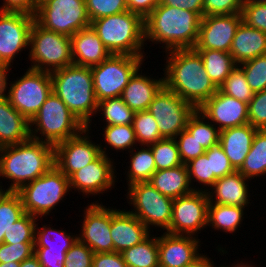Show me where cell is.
Masks as SVG:
<instances>
[{
    "label": "cell",
    "instance_id": "cell-1",
    "mask_svg": "<svg viewBox=\"0 0 266 267\" xmlns=\"http://www.w3.org/2000/svg\"><path fill=\"white\" fill-rule=\"evenodd\" d=\"M165 53L164 86L198 110L218 90L206 73L202 57L195 49Z\"/></svg>",
    "mask_w": 266,
    "mask_h": 267
},
{
    "label": "cell",
    "instance_id": "cell-2",
    "mask_svg": "<svg viewBox=\"0 0 266 267\" xmlns=\"http://www.w3.org/2000/svg\"><path fill=\"white\" fill-rule=\"evenodd\" d=\"M200 21L201 17L195 12L159 3L144 19L145 45L148 41L163 44V52L194 49L198 41Z\"/></svg>",
    "mask_w": 266,
    "mask_h": 267
},
{
    "label": "cell",
    "instance_id": "cell-3",
    "mask_svg": "<svg viewBox=\"0 0 266 267\" xmlns=\"http://www.w3.org/2000/svg\"><path fill=\"white\" fill-rule=\"evenodd\" d=\"M54 164V146L29 138L19 144L2 146L0 177L9 179L10 186L0 190L18 191L23 185L42 176Z\"/></svg>",
    "mask_w": 266,
    "mask_h": 267
},
{
    "label": "cell",
    "instance_id": "cell-4",
    "mask_svg": "<svg viewBox=\"0 0 266 267\" xmlns=\"http://www.w3.org/2000/svg\"><path fill=\"white\" fill-rule=\"evenodd\" d=\"M52 92L68 109L91 130L93 116L97 111L91 67L71 64L50 73Z\"/></svg>",
    "mask_w": 266,
    "mask_h": 267
},
{
    "label": "cell",
    "instance_id": "cell-5",
    "mask_svg": "<svg viewBox=\"0 0 266 267\" xmlns=\"http://www.w3.org/2000/svg\"><path fill=\"white\" fill-rule=\"evenodd\" d=\"M90 26L111 54L146 57L144 19L133 12L96 19Z\"/></svg>",
    "mask_w": 266,
    "mask_h": 267
},
{
    "label": "cell",
    "instance_id": "cell-6",
    "mask_svg": "<svg viewBox=\"0 0 266 267\" xmlns=\"http://www.w3.org/2000/svg\"><path fill=\"white\" fill-rule=\"evenodd\" d=\"M85 128L65 103L52 92L30 121V138L55 146L79 135Z\"/></svg>",
    "mask_w": 266,
    "mask_h": 267
},
{
    "label": "cell",
    "instance_id": "cell-7",
    "mask_svg": "<svg viewBox=\"0 0 266 267\" xmlns=\"http://www.w3.org/2000/svg\"><path fill=\"white\" fill-rule=\"evenodd\" d=\"M25 212L37 218L50 215L70 192L69 178L53 165L47 172L18 191ZM68 193V194H67Z\"/></svg>",
    "mask_w": 266,
    "mask_h": 267
},
{
    "label": "cell",
    "instance_id": "cell-8",
    "mask_svg": "<svg viewBox=\"0 0 266 267\" xmlns=\"http://www.w3.org/2000/svg\"><path fill=\"white\" fill-rule=\"evenodd\" d=\"M28 68L53 72L73 64L71 39L69 36L47 30L36 21L31 26Z\"/></svg>",
    "mask_w": 266,
    "mask_h": 267
},
{
    "label": "cell",
    "instance_id": "cell-9",
    "mask_svg": "<svg viewBox=\"0 0 266 267\" xmlns=\"http://www.w3.org/2000/svg\"><path fill=\"white\" fill-rule=\"evenodd\" d=\"M145 57L111 54L100 64L92 66V78L97 102L121 97L130 78L141 68Z\"/></svg>",
    "mask_w": 266,
    "mask_h": 267
},
{
    "label": "cell",
    "instance_id": "cell-10",
    "mask_svg": "<svg viewBox=\"0 0 266 267\" xmlns=\"http://www.w3.org/2000/svg\"><path fill=\"white\" fill-rule=\"evenodd\" d=\"M127 188V203L133 206L129 212L149 230L158 227L159 231L166 232L172 219L173 199L161 194L149 182H137Z\"/></svg>",
    "mask_w": 266,
    "mask_h": 267
},
{
    "label": "cell",
    "instance_id": "cell-11",
    "mask_svg": "<svg viewBox=\"0 0 266 267\" xmlns=\"http://www.w3.org/2000/svg\"><path fill=\"white\" fill-rule=\"evenodd\" d=\"M35 21L47 30L69 37L91 23L85 0H39Z\"/></svg>",
    "mask_w": 266,
    "mask_h": 267
},
{
    "label": "cell",
    "instance_id": "cell-12",
    "mask_svg": "<svg viewBox=\"0 0 266 267\" xmlns=\"http://www.w3.org/2000/svg\"><path fill=\"white\" fill-rule=\"evenodd\" d=\"M51 93L50 73L27 68L22 77L8 83L6 97L10 104L30 122Z\"/></svg>",
    "mask_w": 266,
    "mask_h": 267
},
{
    "label": "cell",
    "instance_id": "cell-13",
    "mask_svg": "<svg viewBox=\"0 0 266 267\" xmlns=\"http://www.w3.org/2000/svg\"><path fill=\"white\" fill-rule=\"evenodd\" d=\"M197 109L163 86L150 103L148 111L157 121L163 138H175L187 126Z\"/></svg>",
    "mask_w": 266,
    "mask_h": 267
},
{
    "label": "cell",
    "instance_id": "cell-14",
    "mask_svg": "<svg viewBox=\"0 0 266 267\" xmlns=\"http://www.w3.org/2000/svg\"><path fill=\"white\" fill-rule=\"evenodd\" d=\"M208 204V194L204 191L173 199L172 219L166 233L198 237L197 233L207 228Z\"/></svg>",
    "mask_w": 266,
    "mask_h": 267
},
{
    "label": "cell",
    "instance_id": "cell-15",
    "mask_svg": "<svg viewBox=\"0 0 266 267\" xmlns=\"http://www.w3.org/2000/svg\"><path fill=\"white\" fill-rule=\"evenodd\" d=\"M35 16L22 12L0 11V63L13 65L14 59L29 49L30 30ZM12 63V65H11Z\"/></svg>",
    "mask_w": 266,
    "mask_h": 267
},
{
    "label": "cell",
    "instance_id": "cell-16",
    "mask_svg": "<svg viewBox=\"0 0 266 267\" xmlns=\"http://www.w3.org/2000/svg\"><path fill=\"white\" fill-rule=\"evenodd\" d=\"M89 134L90 130L85 128L79 135L54 146V164L68 178L102 154L100 144L93 142Z\"/></svg>",
    "mask_w": 266,
    "mask_h": 267
},
{
    "label": "cell",
    "instance_id": "cell-17",
    "mask_svg": "<svg viewBox=\"0 0 266 267\" xmlns=\"http://www.w3.org/2000/svg\"><path fill=\"white\" fill-rule=\"evenodd\" d=\"M94 202L88 203L83 210L84 218L77 238L94 253L113 252L114 243L110 235L111 207L107 208L98 200Z\"/></svg>",
    "mask_w": 266,
    "mask_h": 267
},
{
    "label": "cell",
    "instance_id": "cell-18",
    "mask_svg": "<svg viewBox=\"0 0 266 267\" xmlns=\"http://www.w3.org/2000/svg\"><path fill=\"white\" fill-rule=\"evenodd\" d=\"M114 165V160L110 156L101 154L69 177L70 190L74 189L87 197L109 192L108 189L111 190L116 185L117 171Z\"/></svg>",
    "mask_w": 266,
    "mask_h": 267
},
{
    "label": "cell",
    "instance_id": "cell-19",
    "mask_svg": "<svg viewBox=\"0 0 266 267\" xmlns=\"http://www.w3.org/2000/svg\"><path fill=\"white\" fill-rule=\"evenodd\" d=\"M242 21V13L203 16L194 49L229 52L236 30Z\"/></svg>",
    "mask_w": 266,
    "mask_h": 267
},
{
    "label": "cell",
    "instance_id": "cell-20",
    "mask_svg": "<svg viewBox=\"0 0 266 267\" xmlns=\"http://www.w3.org/2000/svg\"><path fill=\"white\" fill-rule=\"evenodd\" d=\"M219 131L246 125L248 121V104L217 92L198 109Z\"/></svg>",
    "mask_w": 266,
    "mask_h": 267
},
{
    "label": "cell",
    "instance_id": "cell-21",
    "mask_svg": "<svg viewBox=\"0 0 266 267\" xmlns=\"http://www.w3.org/2000/svg\"><path fill=\"white\" fill-rule=\"evenodd\" d=\"M200 243L196 236L164 232L158 236L159 267L186 266L201 254Z\"/></svg>",
    "mask_w": 266,
    "mask_h": 267
},
{
    "label": "cell",
    "instance_id": "cell-22",
    "mask_svg": "<svg viewBox=\"0 0 266 267\" xmlns=\"http://www.w3.org/2000/svg\"><path fill=\"white\" fill-rule=\"evenodd\" d=\"M150 234L151 230L135 215L125 209L111 208L110 235L114 243V252L122 253L142 242Z\"/></svg>",
    "mask_w": 266,
    "mask_h": 267
},
{
    "label": "cell",
    "instance_id": "cell-23",
    "mask_svg": "<svg viewBox=\"0 0 266 267\" xmlns=\"http://www.w3.org/2000/svg\"><path fill=\"white\" fill-rule=\"evenodd\" d=\"M249 180L239 171L218 178L207 191L209 203L248 207L251 200Z\"/></svg>",
    "mask_w": 266,
    "mask_h": 267
},
{
    "label": "cell",
    "instance_id": "cell-24",
    "mask_svg": "<svg viewBox=\"0 0 266 267\" xmlns=\"http://www.w3.org/2000/svg\"><path fill=\"white\" fill-rule=\"evenodd\" d=\"M70 39L73 64L92 67L111 55L91 26L76 32Z\"/></svg>",
    "mask_w": 266,
    "mask_h": 267
},
{
    "label": "cell",
    "instance_id": "cell-25",
    "mask_svg": "<svg viewBox=\"0 0 266 267\" xmlns=\"http://www.w3.org/2000/svg\"><path fill=\"white\" fill-rule=\"evenodd\" d=\"M141 70V73H140ZM164 86V77L154 78L139 68L121 94L122 100L134 111H147L155 95Z\"/></svg>",
    "mask_w": 266,
    "mask_h": 267
},
{
    "label": "cell",
    "instance_id": "cell-26",
    "mask_svg": "<svg viewBox=\"0 0 266 267\" xmlns=\"http://www.w3.org/2000/svg\"><path fill=\"white\" fill-rule=\"evenodd\" d=\"M257 130L248 123L220 131L219 144L236 171L243 165Z\"/></svg>",
    "mask_w": 266,
    "mask_h": 267
},
{
    "label": "cell",
    "instance_id": "cell-27",
    "mask_svg": "<svg viewBox=\"0 0 266 267\" xmlns=\"http://www.w3.org/2000/svg\"><path fill=\"white\" fill-rule=\"evenodd\" d=\"M237 65L266 54V33L241 22L229 51Z\"/></svg>",
    "mask_w": 266,
    "mask_h": 267
},
{
    "label": "cell",
    "instance_id": "cell-28",
    "mask_svg": "<svg viewBox=\"0 0 266 267\" xmlns=\"http://www.w3.org/2000/svg\"><path fill=\"white\" fill-rule=\"evenodd\" d=\"M30 138V122L18 112L9 99L0 97V145H14Z\"/></svg>",
    "mask_w": 266,
    "mask_h": 267
},
{
    "label": "cell",
    "instance_id": "cell-29",
    "mask_svg": "<svg viewBox=\"0 0 266 267\" xmlns=\"http://www.w3.org/2000/svg\"><path fill=\"white\" fill-rule=\"evenodd\" d=\"M161 194L171 199L179 198L193 192L187 166L156 170L148 181Z\"/></svg>",
    "mask_w": 266,
    "mask_h": 267
},
{
    "label": "cell",
    "instance_id": "cell-30",
    "mask_svg": "<svg viewBox=\"0 0 266 267\" xmlns=\"http://www.w3.org/2000/svg\"><path fill=\"white\" fill-rule=\"evenodd\" d=\"M245 209L242 206L209 203L207 226L215 231L233 234L243 222Z\"/></svg>",
    "mask_w": 266,
    "mask_h": 267
},
{
    "label": "cell",
    "instance_id": "cell-31",
    "mask_svg": "<svg viewBox=\"0 0 266 267\" xmlns=\"http://www.w3.org/2000/svg\"><path fill=\"white\" fill-rule=\"evenodd\" d=\"M140 149L136 146L129 154L130 161L127 172V185L130 186L137 182H148L156 171V164L151 148L148 145H140ZM138 148V149H137ZM135 150V151H134Z\"/></svg>",
    "mask_w": 266,
    "mask_h": 267
},
{
    "label": "cell",
    "instance_id": "cell-32",
    "mask_svg": "<svg viewBox=\"0 0 266 267\" xmlns=\"http://www.w3.org/2000/svg\"><path fill=\"white\" fill-rule=\"evenodd\" d=\"M196 51L202 57L206 73L217 88L238 66L229 52L210 49Z\"/></svg>",
    "mask_w": 266,
    "mask_h": 267
},
{
    "label": "cell",
    "instance_id": "cell-33",
    "mask_svg": "<svg viewBox=\"0 0 266 267\" xmlns=\"http://www.w3.org/2000/svg\"><path fill=\"white\" fill-rule=\"evenodd\" d=\"M238 171L250 180L266 175V129L257 130L250 151Z\"/></svg>",
    "mask_w": 266,
    "mask_h": 267
},
{
    "label": "cell",
    "instance_id": "cell-34",
    "mask_svg": "<svg viewBox=\"0 0 266 267\" xmlns=\"http://www.w3.org/2000/svg\"><path fill=\"white\" fill-rule=\"evenodd\" d=\"M150 234L142 242L121 253L127 267H159L158 237Z\"/></svg>",
    "mask_w": 266,
    "mask_h": 267
},
{
    "label": "cell",
    "instance_id": "cell-35",
    "mask_svg": "<svg viewBox=\"0 0 266 267\" xmlns=\"http://www.w3.org/2000/svg\"><path fill=\"white\" fill-rule=\"evenodd\" d=\"M104 134H102L105 146L101 145V153L108 156V147L110 149H115L118 152L128 151L130 152L135 146H138L136 139V134L132 124L126 125H105L102 128ZM108 145V146H107ZM129 149V150H128Z\"/></svg>",
    "mask_w": 266,
    "mask_h": 267
},
{
    "label": "cell",
    "instance_id": "cell-36",
    "mask_svg": "<svg viewBox=\"0 0 266 267\" xmlns=\"http://www.w3.org/2000/svg\"><path fill=\"white\" fill-rule=\"evenodd\" d=\"M35 226V246L47 247L49 250L68 251L78 239L77 234L67 233L66 230H59L51 227L52 225L44 224L41 228ZM63 230V231H62Z\"/></svg>",
    "mask_w": 266,
    "mask_h": 267
},
{
    "label": "cell",
    "instance_id": "cell-37",
    "mask_svg": "<svg viewBox=\"0 0 266 267\" xmlns=\"http://www.w3.org/2000/svg\"><path fill=\"white\" fill-rule=\"evenodd\" d=\"M25 213L17 191L0 190V244L4 243L5 231Z\"/></svg>",
    "mask_w": 266,
    "mask_h": 267
},
{
    "label": "cell",
    "instance_id": "cell-38",
    "mask_svg": "<svg viewBox=\"0 0 266 267\" xmlns=\"http://www.w3.org/2000/svg\"><path fill=\"white\" fill-rule=\"evenodd\" d=\"M102 112V113H101ZM97 113H101L106 125L133 124L135 112L122 100L121 97L104 99L97 104Z\"/></svg>",
    "mask_w": 266,
    "mask_h": 267
},
{
    "label": "cell",
    "instance_id": "cell-39",
    "mask_svg": "<svg viewBox=\"0 0 266 267\" xmlns=\"http://www.w3.org/2000/svg\"><path fill=\"white\" fill-rule=\"evenodd\" d=\"M205 149L219 143V129L211 123L199 110L189 118L185 128Z\"/></svg>",
    "mask_w": 266,
    "mask_h": 267
},
{
    "label": "cell",
    "instance_id": "cell-40",
    "mask_svg": "<svg viewBox=\"0 0 266 267\" xmlns=\"http://www.w3.org/2000/svg\"><path fill=\"white\" fill-rule=\"evenodd\" d=\"M148 146L152 150L156 170L170 169L183 164L175 138H163Z\"/></svg>",
    "mask_w": 266,
    "mask_h": 267
},
{
    "label": "cell",
    "instance_id": "cell-41",
    "mask_svg": "<svg viewBox=\"0 0 266 267\" xmlns=\"http://www.w3.org/2000/svg\"><path fill=\"white\" fill-rule=\"evenodd\" d=\"M132 125L139 146L150 145L163 139L157 121L148 110L135 112Z\"/></svg>",
    "mask_w": 266,
    "mask_h": 267
},
{
    "label": "cell",
    "instance_id": "cell-42",
    "mask_svg": "<svg viewBox=\"0 0 266 267\" xmlns=\"http://www.w3.org/2000/svg\"><path fill=\"white\" fill-rule=\"evenodd\" d=\"M190 184L194 191L207 192L213 186L217 178L211 173L210 158L204 153L186 164ZM193 182H198L202 188H197ZM204 187V189H203ZM207 187V188H206ZM209 187V188H208Z\"/></svg>",
    "mask_w": 266,
    "mask_h": 267
},
{
    "label": "cell",
    "instance_id": "cell-43",
    "mask_svg": "<svg viewBox=\"0 0 266 267\" xmlns=\"http://www.w3.org/2000/svg\"><path fill=\"white\" fill-rule=\"evenodd\" d=\"M219 89L229 96L245 103H249L253 98L254 92L247 83L244 71L237 66L225 79Z\"/></svg>",
    "mask_w": 266,
    "mask_h": 267
},
{
    "label": "cell",
    "instance_id": "cell-44",
    "mask_svg": "<svg viewBox=\"0 0 266 267\" xmlns=\"http://www.w3.org/2000/svg\"><path fill=\"white\" fill-rule=\"evenodd\" d=\"M35 216L25 213L19 220L5 231L4 243L19 244L22 242H35V226L39 221Z\"/></svg>",
    "mask_w": 266,
    "mask_h": 267
},
{
    "label": "cell",
    "instance_id": "cell-45",
    "mask_svg": "<svg viewBox=\"0 0 266 267\" xmlns=\"http://www.w3.org/2000/svg\"><path fill=\"white\" fill-rule=\"evenodd\" d=\"M238 66L244 71L247 83L254 93L266 89V54Z\"/></svg>",
    "mask_w": 266,
    "mask_h": 267
},
{
    "label": "cell",
    "instance_id": "cell-46",
    "mask_svg": "<svg viewBox=\"0 0 266 267\" xmlns=\"http://www.w3.org/2000/svg\"><path fill=\"white\" fill-rule=\"evenodd\" d=\"M90 22L128 11L126 0H85Z\"/></svg>",
    "mask_w": 266,
    "mask_h": 267
},
{
    "label": "cell",
    "instance_id": "cell-47",
    "mask_svg": "<svg viewBox=\"0 0 266 267\" xmlns=\"http://www.w3.org/2000/svg\"><path fill=\"white\" fill-rule=\"evenodd\" d=\"M175 140L178 145L181 162L184 165L205 153V149L186 129L182 130L175 137Z\"/></svg>",
    "mask_w": 266,
    "mask_h": 267
},
{
    "label": "cell",
    "instance_id": "cell-48",
    "mask_svg": "<svg viewBox=\"0 0 266 267\" xmlns=\"http://www.w3.org/2000/svg\"><path fill=\"white\" fill-rule=\"evenodd\" d=\"M248 121L258 130L266 129V89L254 93L248 103Z\"/></svg>",
    "mask_w": 266,
    "mask_h": 267
},
{
    "label": "cell",
    "instance_id": "cell-49",
    "mask_svg": "<svg viewBox=\"0 0 266 267\" xmlns=\"http://www.w3.org/2000/svg\"><path fill=\"white\" fill-rule=\"evenodd\" d=\"M35 242H22L19 244H0V263L18 262L34 254Z\"/></svg>",
    "mask_w": 266,
    "mask_h": 267
},
{
    "label": "cell",
    "instance_id": "cell-50",
    "mask_svg": "<svg viewBox=\"0 0 266 267\" xmlns=\"http://www.w3.org/2000/svg\"><path fill=\"white\" fill-rule=\"evenodd\" d=\"M205 154L210 158L211 173L217 179L236 171L219 143L205 150Z\"/></svg>",
    "mask_w": 266,
    "mask_h": 267
},
{
    "label": "cell",
    "instance_id": "cell-51",
    "mask_svg": "<svg viewBox=\"0 0 266 267\" xmlns=\"http://www.w3.org/2000/svg\"><path fill=\"white\" fill-rule=\"evenodd\" d=\"M94 252L78 239L66 253L64 267H92Z\"/></svg>",
    "mask_w": 266,
    "mask_h": 267
},
{
    "label": "cell",
    "instance_id": "cell-52",
    "mask_svg": "<svg viewBox=\"0 0 266 267\" xmlns=\"http://www.w3.org/2000/svg\"><path fill=\"white\" fill-rule=\"evenodd\" d=\"M242 17L248 26L266 33V4L243 2Z\"/></svg>",
    "mask_w": 266,
    "mask_h": 267
},
{
    "label": "cell",
    "instance_id": "cell-53",
    "mask_svg": "<svg viewBox=\"0 0 266 267\" xmlns=\"http://www.w3.org/2000/svg\"><path fill=\"white\" fill-rule=\"evenodd\" d=\"M244 0H204L203 16L242 13Z\"/></svg>",
    "mask_w": 266,
    "mask_h": 267
},
{
    "label": "cell",
    "instance_id": "cell-54",
    "mask_svg": "<svg viewBox=\"0 0 266 267\" xmlns=\"http://www.w3.org/2000/svg\"><path fill=\"white\" fill-rule=\"evenodd\" d=\"M67 251L49 250L47 247H34V255L42 267H64Z\"/></svg>",
    "mask_w": 266,
    "mask_h": 267
},
{
    "label": "cell",
    "instance_id": "cell-55",
    "mask_svg": "<svg viewBox=\"0 0 266 267\" xmlns=\"http://www.w3.org/2000/svg\"><path fill=\"white\" fill-rule=\"evenodd\" d=\"M0 11L22 12L35 16L39 0H2Z\"/></svg>",
    "mask_w": 266,
    "mask_h": 267
},
{
    "label": "cell",
    "instance_id": "cell-56",
    "mask_svg": "<svg viewBox=\"0 0 266 267\" xmlns=\"http://www.w3.org/2000/svg\"><path fill=\"white\" fill-rule=\"evenodd\" d=\"M92 267H127L121 253H94Z\"/></svg>",
    "mask_w": 266,
    "mask_h": 267
},
{
    "label": "cell",
    "instance_id": "cell-57",
    "mask_svg": "<svg viewBox=\"0 0 266 267\" xmlns=\"http://www.w3.org/2000/svg\"><path fill=\"white\" fill-rule=\"evenodd\" d=\"M128 11L145 19L160 3V0H127Z\"/></svg>",
    "mask_w": 266,
    "mask_h": 267
},
{
    "label": "cell",
    "instance_id": "cell-58",
    "mask_svg": "<svg viewBox=\"0 0 266 267\" xmlns=\"http://www.w3.org/2000/svg\"><path fill=\"white\" fill-rule=\"evenodd\" d=\"M203 3L204 0H160V4L195 12L201 18L203 17Z\"/></svg>",
    "mask_w": 266,
    "mask_h": 267
},
{
    "label": "cell",
    "instance_id": "cell-59",
    "mask_svg": "<svg viewBox=\"0 0 266 267\" xmlns=\"http://www.w3.org/2000/svg\"><path fill=\"white\" fill-rule=\"evenodd\" d=\"M11 66L8 64L0 63V97L6 96V92L8 89V76L9 70H11Z\"/></svg>",
    "mask_w": 266,
    "mask_h": 267
},
{
    "label": "cell",
    "instance_id": "cell-60",
    "mask_svg": "<svg viewBox=\"0 0 266 267\" xmlns=\"http://www.w3.org/2000/svg\"><path fill=\"white\" fill-rule=\"evenodd\" d=\"M214 264L215 263L211 260V257H208L205 253H201L197 258L184 267H216L217 265Z\"/></svg>",
    "mask_w": 266,
    "mask_h": 267
},
{
    "label": "cell",
    "instance_id": "cell-61",
    "mask_svg": "<svg viewBox=\"0 0 266 267\" xmlns=\"http://www.w3.org/2000/svg\"><path fill=\"white\" fill-rule=\"evenodd\" d=\"M20 267H42L37 257L33 254L31 257L23 260Z\"/></svg>",
    "mask_w": 266,
    "mask_h": 267
},
{
    "label": "cell",
    "instance_id": "cell-62",
    "mask_svg": "<svg viewBox=\"0 0 266 267\" xmlns=\"http://www.w3.org/2000/svg\"><path fill=\"white\" fill-rule=\"evenodd\" d=\"M251 262L252 261H250V263H249V261L246 262L244 260V263H243V260H241L240 263H239V261H237V262L232 263L231 266L230 265L229 266L228 265L226 266V263H225V265H220L219 267H256V266H254L255 263L253 264V262L252 263Z\"/></svg>",
    "mask_w": 266,
    "mask_h": 267
},
{
    "label": "cell",
    "instance_id": "cell-63",
    "mask_svg": "<svg viewBox=\"0 0 266 267\" xmlns=\"http://www.w3.org/2000/svg\"><path fill=\"white\" fill-rule=\"evenodd\" d=\"M0 267H20V263L13 261L7 263H0Z\"/></svg>",
    "mask_w": 266,
    "mask_h": 267
},
{
    "label": "cell",
    "instance_id": "cell-64",
    "mask_svg": "<svg viewBox=\"0 0 266 267\" xmlns=\"http://www.w3.org/2000/svg\"><path fill=\"white\" fill-rule=\"evenodd\" d=\"M243 2H256L258 4H266V0H244Z\"/></svg>",
    "mask_w": 266,
    "mask_h": 267
}]
</instances>
